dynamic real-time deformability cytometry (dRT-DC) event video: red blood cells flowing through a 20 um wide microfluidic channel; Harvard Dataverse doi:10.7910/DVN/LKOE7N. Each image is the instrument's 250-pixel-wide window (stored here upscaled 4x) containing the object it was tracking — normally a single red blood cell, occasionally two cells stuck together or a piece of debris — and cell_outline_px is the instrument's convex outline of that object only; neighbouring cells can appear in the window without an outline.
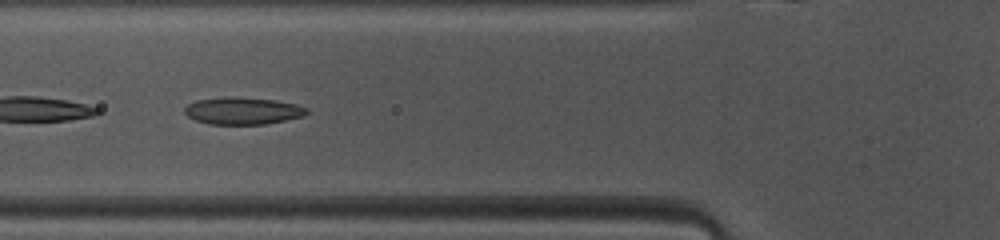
{"species": "common noctule bat (a hibernating species)", "species_latin": "Nyctalus noctula", "temperature_condition": "warm", "stored_images_in_passage": 41, "camera_frame_rate_fps": 3000, "um_per_image_px": 0.085, "animal": {"sex": "female", "body_mass_g": 10.0, "forearm_length_mm": 53.1}, "frame": {"image": 1, "passage_image": 11, "time_ms": 3.333, "image_size_px": [1000, 240], "cell_outline_px": [[308, 112], [304, 116], [264, 124], [208, 124], [196, 120], [188, 116], [184, 112], [184, 108], [188, 104], [196, 100], [272, 100], [296, 104], [308, 108]], "centroid_in_image_um": [20.67, 9.48], "position_along_channel_um": 105.1, "area_um2": 18.09}}
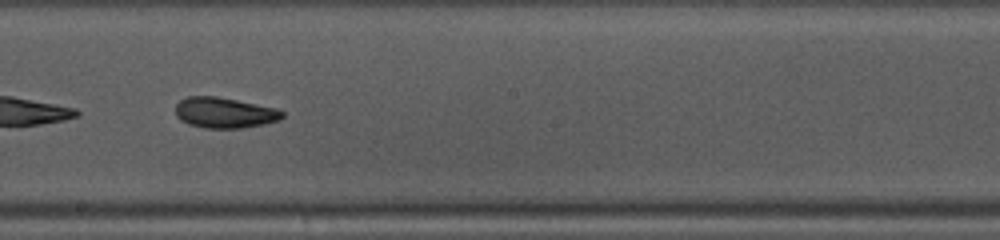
{"frame": {"image": 2, "passage_image": 20, "time_ms": 6.333, "image_size_px": [1000, 240], "cell_outline_px": [[284, 116], [280, 120], [264, 124], [244, 128], [204, 128], [188, 124], [180, 120], [176, 116], [176, 104], [180, 100], [188, 96], [216, 96], [276, 108], [284, 112]], "centroid_in_image_um": [19.08, 9.59], "position_along_channel_um": 229.1, "area_um2": 19.13}}
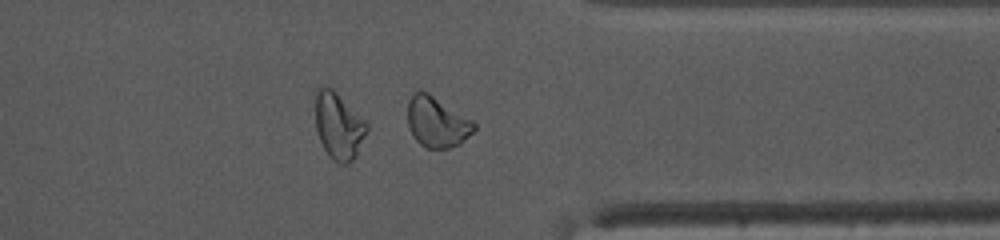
{"frame": {"image": 3, "passage_image": 31, "time_ms": 10.0, "image_size_px": [1000, 240], "cell_outline_px": [[476, 128], [460, 144], [448, 148], [428, 148], [420, 144], [412, 136], [408, 124], [408, 100], [412, 92], [420, 88], [428, 92], [472, 120], [476, 124]], "centroid_in_image_um": [37.11, 10.34], "position_along_channel_um": 374.3, "area_um2": 19.65}, "authors_computed_cell_mechanics": {"area_um2": 19.652, "velocity_mm_per_s": 4.1165, "shape_relaxation_time_tau1_ms": 2.8508, "shape_relaxation_time_tau2_ms": 2.2593, "deformation_change_tau1": 0.1204, "deformation_change_tau2": 0.0928}}